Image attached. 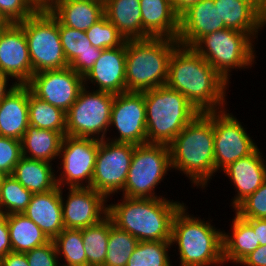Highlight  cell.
I'll use <instances>...</instances> for the list:
<instances>
[{
  "label": "cell",
  "mask_w": 266,
  "mask_h": 266,
  "mask_svg": "<svg viewBox=\"0 0 266 266\" xmlns=\"http://www.w3.org/2000/svg\"><path fill=\"white\" fill-rule=\"evenodd\" d=\"M165 85L179 91L199 112L227 106L229 83L192 47L179 45L173 51Z\"/></svg>",
  "instance_id": "6da1fadb"
},
{
  "label": "cell",
  "mask_w": 266,
  "mask_h": 266,
  "mask_svg": "<svg viewBox=\"0 0 266 266\" xmlns=\"http://www.w3.org/2000/svg\"><path fill=\"white\" fill-rule=\"evenodd\" d=\"M108 204L107 216L138 241H171L175 214L185 204L160 198H128Z\"/></svg>",
  "instance_id": "7a4b0ae2"
},
{
  "label": "cell",
  "mask_w": 266,
  "mask_h": 266,
  "mask_svg": "<svg viewBox=\"0 0 266 266\" xmlns=\"http://www.w3.org/2000/svg\"><path fill=\"white\" fill-rule=\"evenodd\" d=\"M171 168L205 188L214 176L213 111L199 113L169 144Z\"/></svg>",
  "instance_id": "3957f363"
},
{
  "label": "cell",
  "mask_w": 266,
  "mask_h": 266,
  "mask_svg": "<svg viewBox=\"0 0 266 266\" xmlns=\"http://www.w3.org/2000/svg\"><path fill=\"white\" fill-rule=\"evenodd\" d=\"M187 211L185 204L172 222L171 244L178 245L179 266H223V231Z\"/></svg>",
  "instance_id": "277c9868"
},
{
  "label": "cell",
  "mask_w": 266,
  "mask_h": 266,
  "mask_svg": "<svg viewBox=\"0 0 266 266\" xmlns=\"http://www.w3.org/2000/svg\"><path fill=\"white\" fill-rule=\"evenodd\" d=\"M177 39L126 40V92H144L165 85Z\"/></svg>",
  "instance_id": "5b68a950"
},
{
  "label": "cell",
  "mask_w": 266,
  "mask_h": 266,
  "mask_svg": "<svg viewBox=\"0 0 266 266\" xmlns=\"http://www.w3.org/2000/svg\"><path fill=\"white\" fill-rule=\"evenodd\" d=\"M147 143L169 145L199 113L179 91L163 85L144 91Z\"/></svg>",
  "instance_id": "8992f818"
},
{
  "label": "cell",
  "mask_w": 266,
  "mask_h": 266,
  "mask_svg": "<svg viewBox=\"0 0 266 266\" xmlns=\"http://www.w3.org/2000/svg\"><path fill=\"white\" fill-rule=\"evenodd\" d=\"M255 39L225 28L201 37L192 48L228 83L234 69L251 68L256 61Z\"/></svg>",
  "instance_id": "52a82bcc"
},
{
  "label": "cell",
  "mask_w": 266,
  "mask_h": 266,
  "mask_svg": "<svg viewBox=\"0 0 266 266\" xmlns=\"http://www.w3.org/2000/svg\"><path fill=\"white\" fill-rule=\"evenodd\" d=\"M26 35L33 74L69 67L59 35V21L48 9H39L19 23Z\"/></svg>",
  "instance_id": "ba28073f"
},
{
  "label": "cell",
  "mask_w": 266,
  "mask_h": 266,
  "mask_svg": "<svg viewBox=\"0 0 266 266\" xmlns=\"http://www.w3.org/2000/svg\"><path fill=\"white\" fill-rule=\"evenodd\" d=\"M169 169L172 170L169 145H136L122 195L141 199L163 197L154 191Z\"/></svg>",
  "instance_id": "9c48e42d"
},
{
  "label": "cell",
  "mask_w": 266,
  "mask_h": 266,
  "mask_svg": "<svg viewBox=\"0 0 266 266\" xmlns=\"http://www.w3.org/2000/svg\"><path fill=\"white\" fill-rule=\"evenodd\" d=\"M114 95L84 86L66 113V135L106 139Z\"/></svg>",
  "instance_id": "30bf717a"
},
{
  "label": "cell",
  "mask_w": 266,
  "mask_h": 266,
  "mask_svg": "<svg viewBox=\"0 0 266 266\" xmlns=\"http://www.w3.org/2000/svg\"><path fill=\"white\" fill-rule=\"evenodd\" d=\"M99 140L94 138L63 137L58 160L61 161L56 176L60 188L91 187ZM84 182V183H83Z\"/></svg>",
  "instance_id": "8fae6325"
},
{
  "label": "cell",
  "mask_w": 266,
  "mask_h": 266,
  "mask_svg": "<svg viewBox=\"0 0 266 266\" xmlns=\"http://www.w3.org/2000/svg\"><path fill=\"white\" fill-rule=\"evenodd\" d=\"M136 145L99 140L91 188L106 198L122 192Z\"/></svg>",
  "instance_id": "7c38bea8"
},
{
  "label": "cell",
  "mask_w": 266,
  "mask_h": 266,
  "mask_svg": "<svg viewBox=\"0 0 266 266\" xmlns=\"http://www.w3.org/2000/svg\"><path fill=\"white\" fill-rule=\"evenodd\" d=\"M227 111L229 110L213 111L215 175L258 147L242 123Z\"/></svg>",
  "instance_id": "4fadbf2b"
},
{
  "label": "cell",
  "mask_w": 266,
  "mask_h": 266,
  "mask_svg": "<svg viewBox=\"0 0 266 266\" xmlns=\"http://www.w3.org/2000/svg\"><path fill=\"white\" fill-rule=\"evenodd\" d=\"M115 127L119 135L106 140L140 145L147 143L144 92H124L114 95L109 130Z\"/></svg>",
  "instance_id": "5bb4252c"
},
{
  "label": "cell",
  "mask_w": 266,
  "mask_h": 266,
  "mask_svg": "<svg viewBox=\"0 0 266 266\" xmlns=\"http://www.w3.org/2000/svg\"><path fill=\"white\" fill-rule=\"evenodd\" d=\"M26 85L36 97L67 113L84 87V80L67 67L34 73Z\"/></svg>",
  "instance_id": "9a60e30c"
},
{
  "label": "cell",
  "mask_w": 266,
  "mask_h": 266,
  "mask_svg": "<svg viewBox=\"0 0 266 266\" xmlns=\"http://www.w3.org/2000/svg\"><path fill=\"white\" fill-rule=\"evenodd\" d=\"M67 200L61 188L65 228L84 229L101 222L108 214L107 198L91 187L67 188Z\"/></svg>",
  "instance_id": "2e32d148"
},
{
  "label": "cell",
  "mask_w": 266,
  "mask_h": 266,
  "mask_svg": "<svg viewBox=\"0 0 266 266\" xmlns=\"http://www.w3.org/2000/svg\"><path fill=\"white\" fill-rule=\"evenodd\" d=\"M0 74L11 77L18 85H26L32 78L26 35L19 23H11L0 33Z\"/></svg>",
  "instance_id": "e0dca14e"
},
{
  "label": "cell",
  "mask_w": 266,
  "mask_h": 266,
  "mask_svg": "<svg viewBox=\"0 0 266 266\" xmlns=\"http://www.w3.org/2000/svg\"><path fill=\"white\" fill-rule=\"evenodd\" d=\"M126 41L119 47L104 49L91 70L83 77L84 86L94 84L97 91L126 92ZM89 83V84H88ZM96 87V88H95Z\"/></svg>",
  "instance_id": "ac0fdd59"
},
{
  "label": "cell",
  "mask_w": 266,
  "mask_h": 266,
  "mask_svg": "<svg viewBox=\"0 0 266 266\" xmlns=\"http://www.w3.org/2000/svg\"><path fill=\"white\" fill-rule=\"evenodd\" d=\"M225 28L214 0H201L179 17L177 41L182 46L192 47L204 35Z\"/></svg>",
  "instance_id": "d6986e66"
},
{
  "label": "cell",
  "mask_w": 266,
  "mask_h": 266,
  "mask_svg": "<svg viewBox=\"0 0 266 266\" xmlns=\"http://www.w3.org/2000/svg\"><path fill=\"white\" fill-rule=\"evenodd\" d=\"M257 147L251 154L231 163L223 170L235 187L232 208L235 209L249 195L253 194L266 180V161Z\"/></svg>",
  "instance_id": "ffe728a7"
},
{
  "label": "cell",
  "mask_w": 266,
  "mask_h": 266,
  "mask_svg": "<svg viewBox=\"0 0 266 266\" xmlns=\"http://www.w3.org/2000/svg\"><path fill=\"white\" fill-rule=\"evenodd\" d=\"M40 227L49 240H54L65 228L61 204V188L45 193H34L23 212Z\"/></svg>",
  "instance_id": "44dd1931"
},
{
  "label": "cell",
  "mask_w": 266,
  "mask_h": 266,
  "mask_svg": "<svg viewBox=\"0 0 266 266\" xmlns=\"http://www.w3.org/2000/svg\"><path fill=\"white\" fill-rule=\"evenodd\" d=\"M142 39H177L179 16L170 0H140Z\"/></svg>",
  "instance_id": "7402d4cb"
},
{
  "label": "cell",
  "mask_w": 266,
  "mask_h": 266,
  "mask_svg": "<svg viewBox=\"0 0 266 266\" xmlns=\"http://www.w3.org/2000/svg\"><path fill=\"white\" fill-rule=\"evenodd\" d=\"M29 87L18 85L0 101V136L22 139L29 126Z\"/></svg>",
  "instance_id": "603a6c76"
},
{
  "label": "cell",
  "mask_w": 266,
  "mask_h": 266,
  "mask_svg": "<svg viewBox=\"0 0 266 266\" xmlns=\"http://www.w3.org/2000/svg\"><path fill=\"white\" fill-rule=\"evenodd\" d=\"M59 35L69 67L84 77L100 57L102 49L92 46L85 31L64 26L60 22Z\"/></svg>",
  "instance_id": "cb8c5ba5"
},
{
  "label": "cell",
  "mask_w": 266,
  "mask_h": 266,
  "mask_svg": "<svg viewBox=\"0 0 266 266\" xmlns=\"http://www.w3.org/2000/svg\"><path fill=\"white\" fill-rule=\"evenodd\" d=\"M50 13L64 26L86 31L104 15V0H57Z\"/></svg>",
  "instance_id": "d4e9b609"
},
{
  "label": "cell",
  "mask_w": 266,
  "mask_h": 266,
  "mask_svg": "<svg viewBox=\"0 0 266 266\" xmlns=\"http://www.w3.org/2000/svg\"><path fill=\"white\" fill-rule=\"evenodd\" d=\"M214 5L226 28L250 34L255 40L266 25V19L246 1L214 0Z\"/></svg>",
  "instance_id": "484cf974"
},
{
  "label": "cell",
  "mask_w": 266,
  "mask_h": 266,
  "mask_svg": "<svg viewBox=\"0 0 266 266\" xmlns=\"http://www.w3.org/2000/svg\"><path fill=\"white\" fill-rule=\"evenodd\" d=\"M231 225L232 233H222L223 261L239 265L260 243L253 228L236 213Z\"/></svg>",
  "instance_id": "4316f807"
},
{
  "label": "cell",
  "mask_w": 266,
  "mask_h": 266,
  "mask_svg": "<svg viewBox=\"0 0 266 266\" xmlns=\"http://www.w3.org/2000/svg\"><path fill=\"white\" fill-rule=\"evenodd\" d=\"M140 0H104V15L126 40L142 39Z\"/></svg>",
  "instance_id": "83f0119b"
},
{
  "label": "cell",
  "mask_w": 266,
  "mask_h": 266,
  "mask_svg": "<svg viewBox=\"0 0 266 266\" xmlns=\"http://www.w3.org/2000/svg\"><path fill=\"white\" fill-rule=\"evenodd\" d=\"M52 165L53 163L22 156L11 175L33 194L45 193L58 186Z\"/></svg>",
  "instance_id": "f1b7e54d"
},
{
  "label": "cell",
  "mask_w": 266,
  "mask_h": 266,
  "mask_svg": "<svg viewBox=\"0 0 266 266\" xmlns=\"http://www.w3.org/2000/svg\"><path fill=\"white\" fill-rule=\"evenodd\" d=\"M63 135L29 125L21 139L22 156L52 163L58 159Z\"/></svg>",
  "instance_id": "f546056e"
},
{
  "label": "cell",
  "mask_w": 266,
  "mask_h": 266,
  "mask_svg": "<svg viewBox=\"0 0 266 266\" xmlns=\"http://www.w3.org/2000/svg\"><path fill=\"white\" fill-rule=\"evenodd\" d=\"M7 224L13 252L25 253L50 241L23 213L7 215Z\"/></svg>",
  "instance_id": "4dcf8cb0"
},
{
  "label": "cell",
  "mask_w": 266,
  "mask_h": 266,
  "mask_svg": "<svg viewBox=\"0 0 266 266\" xmlns=\"http://www.w3.org/2000/svg\"><path fill=\"white\" fill-rule=\"evenodd\" d=\"M29 125L39 129L53 130L66 135V113L36 97L29 88Z\"/></svg>",
  "instance_id": "1f68e13d"
},
{
  "label": "cell",
  "mask_w": 266,
  "mask_h": 266,
  "mask_svg": "<svg viewBox=\"0 0 266 266\" xmlns=\"http://www.w3.org/2000/svg\"><path fill=\"white\" fill-rule=\"evenodd\" d=\"M110 234V218L82 229V240L87 257V266H104Z\"/></svg>",
  "instance_id": "d6a6232c"
},
{
  "label": "cell",
  "mask_w": 266,
  "mask_h": 266,
  "mask_svg": "<svg viewBox=\"0 0 266 266\" xmlns=\"http://www.w3.org/2000/svg\"><path fill=\"white\" fill-rule=\"evenodd\" d=\"M58 258L64 266H87V257L82 240V229L64 228L53 240Z\"/></svg>",
  "instance_id": "836d02e7"
},
{
  "label": "cell",
  "mask_w": 266,
  "mask_h": 266,
  "mask_svg": "<svg viewBox=\"0 0 266 266\" xmlns=\"http://www.w3.org/2000/svg\"><path fill=\"white\" fill-rule=\"evenodd\" d=\"M171 246V241H139L126 266H173Z\"/></svg>",
  "instance_id": "e575fe53"
},
{
  "label": "cell",
  "mask_w": 266,
  "mask_h": 266,
  "mask_svg": "<svg viewBox=\"0 0 266 266\" xmlns=\"http://www.w3.org/2000/svg\"><path fill=\"white\" fill-rule=\"evenodd\" d=\"M138 242L134 236L117 228L110 219V234L104 266H126Z\"/></svg>",
  "instance_id": "d590c367"
},
{
  "label": "cell",
  "mask_w": 266,
  "mask_h": 266,
  "mask_svg": "<svg viewBox=\"0 0 266 266\" xmlns=\"http://www.w3.org/2000/svg\"><path fill=\"white\" fill-rule=\"evenodd\" d=\"M33 193L23 187L12 175H5L0 186V212L10 215L23 213Z\"/></svg>",
  "instance_id": "8d00e7d4"
},
{
  "label": "cell",
  "mask_w": 266,
  "mask_h": 266,
  "mask_svg": "<svg viewBox=\"0 0 266 266\" xmlns=\"http://www.w3.org/2000/svg\"><path fill=\"white\" fill-rule=\"evenodd\" d=\"M85 34L92 46L102 50L119 47L126 41L105 16L86 30Z\"/></svg>",
  "instance_id": "74e56055"
},
{
  "label": "cell",
  "mask_w": 266,
  "mask_h": 266,
  "mask_svg": "<svg viewBox=\"0 0 266 266\" xmlns=\"http://www.w3.org/2000/svg\"><path fill=\"white\" fill-rule=\"evenodd\" d=\"M243 219H266V180L234 210Z\"/></svg>",
  "instance_id": "f35d334b"
},
{
  "label": "cell",
  "mask_w": 266,
  "mask_h": 266,
  "mask_svg": "<svg viewBox=\"0 0 266 266\" xmlns=\"http://www.w3.org/2000/svg\"><path fill=\"white\" fill-rule=\"evenodd\" d=\"M38 10L32 0H0V12L10 23H21Z\"/></svg>",
  "instance_id": "ab89813d"
},
{
  "label": "cell",
  "mask_w": 266,
  "mask_h": 266,
  "mask_svg": "<svg viewBox=\"0 0 266 266\" xmlns=\"http://www.w3.org/2000/svg\"><path fill=\"white\" fill-rule=\"evenodd\" d=\"M21 157V141L0 136V171L5 175H11Z\"/></svg>",
  "instance_id": "60d3db41"
},
{
  "label": "cell",
  "mask_w": 266,
  "mask_h": 266,
  "mask_svg": "<svg viewBox=\"0 0 266 266\" xmlns=\"http://www.w3.org/2000/svg\"><path fill=\"white\" fill-rule=\"evenodd\" d=\"M25 254L29 266H59L61 264L53 240Z\"/></svg>",
  "instance_id": "b9f144b4"
},
{
  "label": "cell",
  "mask_w": 266,
  "mask_h": 266,
  "mask_svg": "<svg viewBox=\"0 0 266 266\" xmlns=\"http://www.w3.org/2000/svg\"><path fill=\"white\" fill-rule=\"evenodd\" d=\"M12 251L10 242L7 215L0 212V259Z\"/></svg>",
  "instance_id": "7bdbcfd3"
},
{
  "label": "cell",
  "mask_w": 266,
  "mask_h": 266,
  "mask_svg": "<svg viewBox=\"0 0 266 266\" xmlns=\"http://www.w3.org/2000/svg\"><path fill=\"white\" fill-rule=\"evenodd\" d=\"M242 266H266V245L258 246L241 263Z\"/></svg>",
  "instance_id": "ee69618b"
},
{
  "label": "cell",
  "mask_w": 266,
  "mask_h": 266,
  "mask_svg": "<svg viewBox=\"0 0 266 266\" xmlns=\"http://www.w3.org/2000/svg\"><path fill=\"white\" fill-rule=\"evenodd\" d=\"M256 234L260 246L266 245V219H244Z\"/></svg>",
  "instance_id": "f6af8a7d"
},
{
  "label": "cell",
  "mask_w": 266,
  "mask_h": 266,
  "mask_svg": "<svg viewBox=\"0 0 266 266\" xmlns=\"http://www.w3.org/2000/svg\"><path fill=\"white\" fill-rule=\"evenodd\" d=\"M0 266H29L25 253L9 252L1 259Z\"/></svg>",
  "instance_id": "bcb514c9"
},
{
  "label": "cell",
  "mask_w": 266,
  "mask_h": 266,
  "mask_svg": "<svg viewBox=\"0 0 266 266\" xmlns=\"http://www.w3.org/2000/svg\"><path fill=\"white\" fill-rule=\"evenodd\" d=\"M201 0H170L171 5L176 12V14L180 17L186 10L190 7L194 6Z\"/></svg>",
  "instance_id": "7dc6e473"
},
{
  "label": "cell",
  "mask_w": 266,
  "mask_h": 266,
  "mask_svg": "<svg viewBox=\"0 0 266 266\" xmlns=\"http://www.w3.org/2000/svg\"><path fill=\"white\" fill-rule=\"evenodd\" d=\"M10 78L11 77H9V76H5V75L0 74V101L4 97H6L10 92H12L16 86H18V84L16 82H12L11 83L12 85H10V84L8 85Z\"/></svg>",
  "instance_id": "c3c4849f"
},
{
  "label": "cell",
  "mask_w": 266,
  "mask_h": 266,
  "mask_svg": "<svg viewBox=\"0 0 266 266\" xmlns=\"http://www.w3.org/2000/svg\"><path fill=\"white\" fill-rule=\"evenodd\" d=\"M250 3L266 19V0H243Z\"/></svg>",
  "instance_id": "681fc988"
},
{
  "label": "cell",
  "mask_w": 266,
  "mask_h": 266,
  "mask_svg": "<svg viewBox=\"0 0 266 266\" xmlns=\"http://www.w3.org/2000/svg\"><path fill=\"white\" fill-rule=\"evenodd\" d=\"M57 0H37L38 9H49Z\"/></svg>",
  "instance_id": "f907efd6"
},
{
  "label": "cell",
  "mask_w": 266,
  "mask_h": 266,
  "mask_svg": "<svg viewBox=\"0 0 266 266\" xmlns=\"http://www.w3.org/2000/svg\"><path fill=\"white\" fill-rule=\"evenodd\" d=\"M11 23L5 16L0 12V33L3 32Z\"/></svg>",
  "instance_id": "816d5d0a"
},
{
  "label": "cell",
  "mask_w": 266,
  "mask_h": 266,
  "mask_svg": "<svg viewBox=\"0 0 266 266\" xmlns=\"http://www.w3.org/2000/svg\"><path fill=\"white\" fill-rule=\"evenodd\" d=\"M4 176H5V174L0 171V186H1V182H2V179L4 178Z\"/></svg>",
  "instance_id": "f5cc1de1"
},
{
  "label": "cell",
  "mask_w": 266,
  "mask_h": 266,
  "mask_svg": "<svg viewBox=\"0 0 266 266\" xmlns=\"http://www.w3.org/2000/svg\"><path fill=\"white\" fill-rule=\"evenodd\" d=\"M32 2L37 6V0H32Z\"/></svg>",
  "instance_id": "db71d44e"
}]
</instances>
